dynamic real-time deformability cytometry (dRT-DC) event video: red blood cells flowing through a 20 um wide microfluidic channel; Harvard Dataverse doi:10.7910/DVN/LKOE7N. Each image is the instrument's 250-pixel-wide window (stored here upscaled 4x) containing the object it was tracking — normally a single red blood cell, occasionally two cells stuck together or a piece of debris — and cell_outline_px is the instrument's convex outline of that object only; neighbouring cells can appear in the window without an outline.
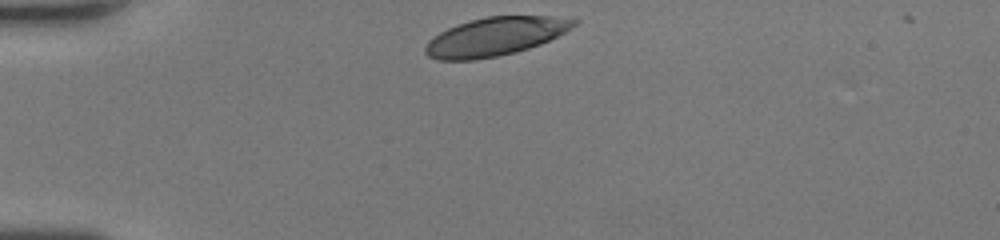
{"species": "human", "species_latin": "Homo sapiens", "temperature_condition": "room temperature", "stored_images_in_passage": 29, "camera_frame_rate_fps": 3000, "um_per_image_px": 0.085, "donor": {"sex": "female"}, "frame": {"image": 1, "passage_image": 1, "time_ms": 0.0, "image_size_px": [1000, 240], "cell_outline_px": [[580, 20], [572, 28], [540, 44], [516, 52], [476, 60], [436, 60], [428, 56], [424, 52], [424, 48], [428, 40], [440, 32], [448, 28], [472, 20], [488, 16], [552, 16]], "centroid_in_image_um": [42.07, 3.11], "position_along_channel_um": 42.9, "area_um2": 33.06}}
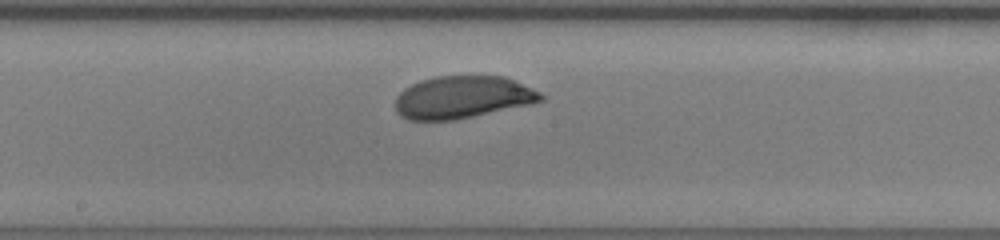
{"frame": {"image": 2, "passage_image": 16, "time_ms": 5.0, "image_size_px": [1000, 240], "cell_outline_px": [[544, 100], [532, 104], [456, 120], [408, 120], [400, 116], [396, 112], [396, 96], [404, 88], [420, 80], [436, 76], [504, 76], [540, 92], [544, 96]], "centroid_in_image_um": [39.3, 8.27], "position_along_channel_um": 208.9, "area_um2": 36.13}}
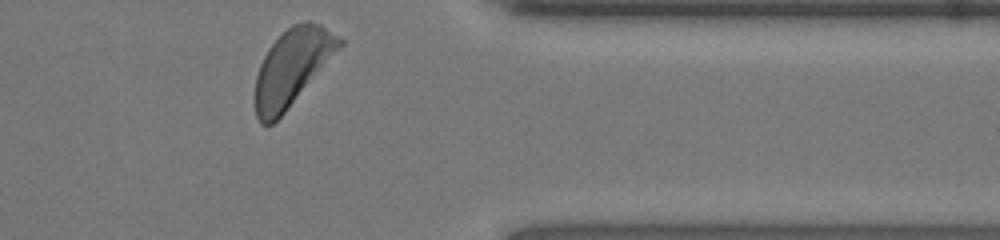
{"frame": {"image": 3, "passage_image": 29, "time_ms": 9.333, "image_size_px": [1000, 240], "cell_outline_px": [[344, 44], [284, 112], [272, 124], [260, 124], [256, 116], [256, 76], [260, 64], [268, 48], [292, 24], [304, 20], [308, 20], [320, 24], [344, 40]], "centroid_in_image_um": [24.84, 5.69], "position_along_channel_um": 386.6, "area_um2": 36.82}, "authors_computed_cell_mechanics": {"area_um2": 36.4718, "velocity_mm_per_s": 4.3053, "shape_relaxation_time_tau1_ms": 2.9053, "shape_relaxation_time_tau2_ms": null, "deformation_change_tau1": 0.1407, "deformation_change_tau2": null}}